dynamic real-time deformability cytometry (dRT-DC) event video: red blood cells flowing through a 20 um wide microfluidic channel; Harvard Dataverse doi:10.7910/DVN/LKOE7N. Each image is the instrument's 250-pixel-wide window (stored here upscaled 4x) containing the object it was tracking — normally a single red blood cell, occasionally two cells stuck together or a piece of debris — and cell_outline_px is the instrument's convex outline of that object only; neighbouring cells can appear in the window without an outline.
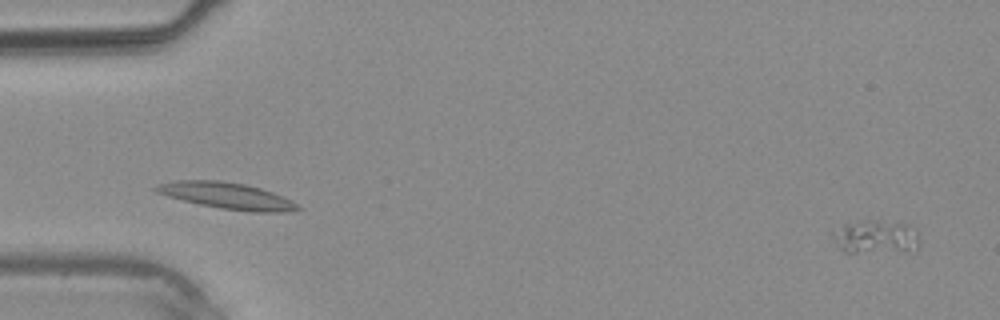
{"species": "common noctule bat (a hibernating species)", "species_latin": "Nyctalus noctula", "temperature_condition": "warm", "stored_images_in_passage": 37, "camera_frame_rate_fps": 3000, "um_per_image_px": 0.085, "animal": {"sex": "male", "body_mass_g": 20.4}, "frame": {"image": 1, "passage_image": 1, "time_ms": 0.0, "image_size_px": [1000, 320], "cell_outline_px": [[920, 244], [916, 248], [904, 252], [844, 252], [836, 244], [832, 236], [832, 232], [844, 224], [868, 220], [880, 220], [908, 224], [916, 228]], "centroid_in_image_um": [74.48, 20.14], "position_along_channel_um": 10.5, "area_um2": 17.17}}
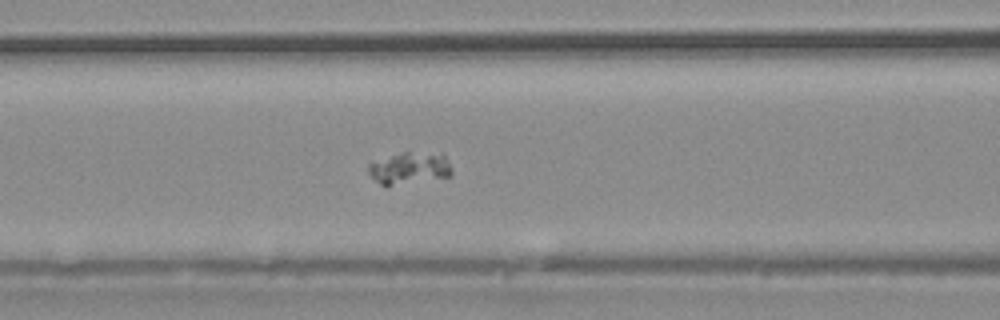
{"frame": {"image": 2, "passage_image": 15, "time_ms": 4.667, "image_size_px": [1000, 320], "cell_outline_px": [[452, 176], [388, 184], [380, 184], [368, 172], [368, 164], [404, 152], [440, 152], [444, 156], [452, 168]], "centroid_in_image_um": [34.87, 14.25], "position_along_channel_um": 131.7, "area_um2": 14.85}}
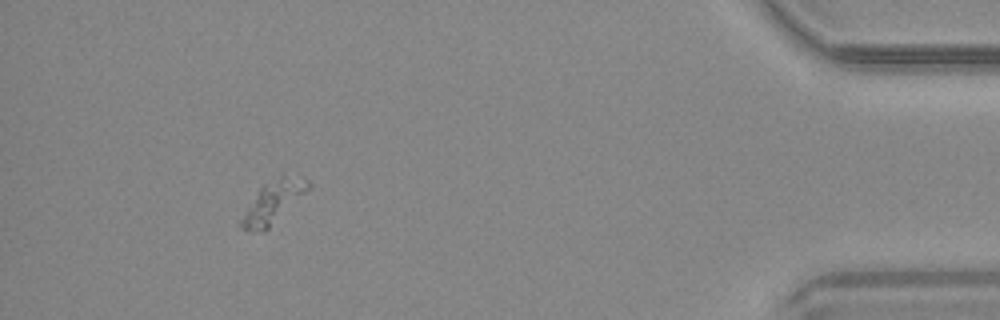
{"frame": {"image": 3, "passage_image": 34, "time_ms": 11.0, "image_size_px": [1000, 320], "cell_outline_px": [[312, 184], [264, 232], [248, 232], [240, 228], [240, 220], [260, 188], [264, 184], [280, 176], [284, 176], [308, 180]], "centroid_in_image_um": [23.15, 17.23], "position_along_channel_um": 412.1, "area_um2": 15.37}}